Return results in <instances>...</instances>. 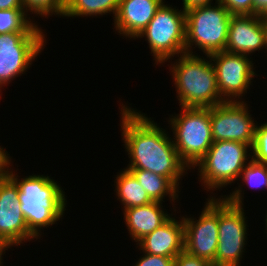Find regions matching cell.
<instances>
[{
  "label": "cell",
  "instance_id": "6da1fadb",
  "mask_svg": "<svg viewBox=\"0 0 267 266\" xmlns=\"http://www.w3.org/2000/svg\"><path fill=\"white\" fill-rule=\"evenodd\" d=\"M120 111L121 136L130 158L125 169H143L165 176L179 189V181L189 168L180 159L173 139L145 113L127 105Z\"/></svg>",
  "mask_w": 267,
  "mask_h": 266
},
{
  "label": "cell",
  "instance_id": "7a4b0ae2",
  "mask_svg": "<svg viewBox=\"0 0 267 266\" xmlns=\"http://www.w3.org/2000/svg\"><path fill=\"white\" fill-rule=\"evenodd\" d=\"M12 172L10 178L16 183L19 192L21 210L28 229L37 237L41 229L51 227L61 220L66 210L65 192L53 178L44 175H29L18 179Z\"/></svg>",
  "mask_w": 267,
  "mask_h": 266
},
{
  "label": "cell",
  "instance_id": "3957f363",
  "mask_svg": "<svg viewBox=\"0 0 267 266\" xmlns=\"http://www.w3.org/2000/svg\"><path fill=\"white\" fill-rule=\"evenodd\" d=\"M169 68L180 107L211 108L225 102L217 89L211 60L183 53Z\"/></svg>",
  "mask_w": 267,
  "mask_h": 266
},
{
  "label": "cell",
  "instance_id": "277c9868",
  "mask_svg": "<svg viewBox=\"0 0 267 266\" xmlns=\"http://www.w3.org/2000/svg\"><path fill=\"white\" fill-rule=\"evenodd\" d=\"M241 186L219 198V238L213 266H240L244 257L248 225Z\"/></svg>",
  "mask_w": 267,
  "mask_h": 266
},
{
  "label": "cell",
  "instance_id": "5b68a950",
  "mask_svg": "<svg viewBox=\"0 0 267 266\" xmlns=\"http://www.w3.org/2000/svg\"><path fill=\"white\" fill-rule=\"evenodd\" d=\"M215 3L185 11V53L193 54L194 45L205 56L225 51L232 14L219 1Z\"/></svg>",
  "mask_w": 267,
  "mask_h": 266
},
{
  "label": "cell",
  "instance_id": "8992f818",
  "mask_svg": "<svg viewBox=\"0 0 267 266\" xmlns=\"http://www.w3.org/2000/svg\"><path fill=\"white\" fill-rule=\"evenodd\" d=\"M168 124L174 134L173 144L180 159L189 169L207 153L213 144L210 108L181 107Z\"/></svg>",
  "mask_w": 267,
  "mask_h": 266
},
{
  "label": "cell",
  "instance_id": "52a82bcc",
  "mask_svg": "<svg viewBox=\"0 0 267 266\" xmlns=\"http://www.w3.org/2000/svg\"><path fill=\"white\" fill-rule=\"evenodd\" d=\"M251 147L236 141L213 142L207 153L196 163L198 179L207 191L226 187L240 179L243 168L248 164ZM249 158V159H248ZM239 178V179H238ZM218 188V189H217Z\"/></svg>",
  "mask_w": 267,
  "mask_h": 266
},
{
  "label": "cell",
  "instance_id": "ba28073f",
  "mask_svg": "<svg viewBox=\"0 0 267 266\" xmlns=\"http://www.w3.org/2000/svg\"><path fill=\"white\" fill-rule=\"evenodd\" d=\"M176 8L163 2L137 37H145L157 65L185 53L186 16L184 10Z\"/></svg>",
  "mask_w": 267,
  "mask_h": 266
},
{
  "label": "cell",
  "instance_id": "9c48e42d",
  "mask_svg": "<svg viewBox=\"0 0 267 266\" xmlns=\"http://www.w3.org/2000/svg\"><path fill=\"white\" fill-rule=\"evenodd\" d=\"M43 32L0 34V90L24 74L46 43Z\"/></svg>",
  "mask_w": 267,
  "mask_h": 266
},
{
  "label": "cell",
  "instance_id": "30bf717a",
  "mask_svg": "<svg viewBox=\"0 0 267 266\" xmlns=\"http://www.w3.org/2000/svg\"><path fill=\"white\" fill-rule=\"evenodd\" d=\"M206 58L213 61L217 89L222 99L232 102L242 101L241 97L247 93V89H250L249 87L253 82L251 80L257 76L250 56L248 58L244 54L221 51L206 56Z\"/></svg>",
  "mask_w": 267,
  "mask_h": 266
},
{
  "label": "cell",
  "instance_id": "8fae6325",
  "mask_svg": "<svg viewBox=\"0 0 267 266\" xmlns=\"http://www.w3.org/2000/svg\"><path fill=\"white\" fill-rule=\"evenodd\" d=\"M207 200L198 220L182 217L184 250L213 263L219 238V198L210 196Z\"/></svg>",
  "mask_w": 267,
  "mask_h": 266
},
{
  "label": "cell",
  "instance_id": "7c38bea8",
  "mask_svg": "<svg viewBox=\"0 0 267 266\" xmlns=\"http://www.w3.org/2000/svg\"><path fill=\"white\" fill-rule=\"evenodd\" d=\"M244 101H225L210 108L212 138L217 141L254 143L256 123Z\"/></svg>",
  "mask_w": 267,
  "mask_h": 266
},
{
  "label": "cell",
  "instance_id": "4fadbf2b",
  "mask_svg": "<svg viewBox=\"0 0 267 266\" xmlns=\"http://www.w3.org/2000/svg\"><path fill=\"white\" fill-rule=\"evenodd\" d=\"M19 192L18 186L10 177L0 180V238L9 247L21 246L26 241L38 239L28 229L19 202Z\"/></svg>",
  "mask_w": 267,
  "mask_h": 266
},
{
  "label": "cell",
  "instance_id": "5bb4252c",
  "mask_svg": "<svg viewBox=\"0 0 267 266\" xmlns=\"http://www.w3.org/2000/svg\"><path fill=\"white\" fill-rule=\"evenodd\" d=\"M266 49L262 15H232L225 51L249 56Z\"/></svg>",
  "mask_w": 267,
  "mask_h": 266
},
{
  "label": "cell",
  "instance_id": "9a60e30c",
  "mask_svg": "<svg viewBox=\"0 0 267 266\" xmlns=\"http://www.w3.org/2000/svg\"><path fill=\"white\" fill-rule=\"evenodd\" d=\"M164 0H120L114 18L119 35L136 39L146 28Z\"/></svg>",
  "mask_w": 267,
  "mask_h": 266
},
{
  "label": "cell",
  "instance_id": "2e32d148",
  "mask_svg": "<svg viewBox=\"0 0 267 266\" xmlns=\"http://www.w3.org/2000/svg\"><path fill=\"white\" fill-rule=\"evenodd\" d=\"M184 224L183 219L178 221L170 216L152 233L145 235L136 244L139 250L157 256L175 258L184 251Z\"/></svg>",
  "mask_w": 267,
  "mask_h": 266
},
{
  "label": "cell",
  "instance_id": "e0dca14e",
  "mask_svg": "<svg viewBox=\"0 0 267 266\" xmlns=\"http://www.w3.org/2000/svg\"><path fill=\"white\" fill-rule=\"evenodd\" d=\"M162 202L153 201L144 206L131 207L124 210L125 224L130 237L135 242L145 235L152 233L162 225L171 215L164 211Z\"/></svg>",
  "mask_w": 267,
  "mask_h": 266
},
{
  "label": "cell",
  "instance_id": "ac0fdd59",
  "mask_svg": "<svg viewBox=\"0 0 267 266\" xmlns=\"http://www.w3.org/2000/svg\"><path fill=\"white\" fill-rule=\"evenodd\" d=\"M114 182L116 183L114 191L118 197L117 200L119 199L123 205V210L153 202L129 170L124 168L120 171Z\"/></svg>",
  "mask_w": 267,
  "mask_h": 266
},
{
  "label": "cell",
  "instance_id": "d6986e66",
  "mask_svg": "<svg viewBox=\"0 0 267 266\" xmlns=\"http://www.w3.org/2000/svg\"><path fill=\"white\" fill-rule=\"evenodd\" d=\"M127 170L135 176L153 201L165 202L163 199L168 194L169 199L173 202L179 197V189L167 177L143 169Z\"/></svg>",
  "mask_w": 267,
  "mask_h": 266
},
{
  "label": "cell",
  "instance_id": "ffe728a7",
  "mask_svg": "<svg viewBox=\"0 0 267 266\" xmlns=\"http://www.w3.org/2000/svg\"><path fill=\"white\" fill-rule=\"evenodd\" d=\"M120 0H65L64 17H87L113 14L115 18Z\"/></svg>",
  "mask_w": 267,
  "mask_h": 266
},
{
  "label": "cell",
  "instance_id": "44dd1931",
  "mask_svg": "<svg viewBox=\"0 0 267 266\" xmlns=\"http://www.w3.org/2000/svg\"><path fill=\"white\" fill-rule=\"evenodd\" d=\"M27 16L24 9L0 10V34L11 32H42V29Z\"/></svg>",
  "mask_w": 267,
  "mask_h": 266
},
{
  "label": "cell",
  "instance_id": "7402d4cb",
  "mask_svg": "<svg viewBox=\"0 0 267 266\" xmlns=\"http://www.w3.org/2000/svg\"><path fill=\"white\" fill-rule=\"evenodd\" d=\"M22 4L26 14L30 11L45 18L53 14L63 17L65 11V0H22Z\"/></svg>",
  "mask_w": 267,
  "mask_h": 266
},
{
  "label": "cell",
  "instance_id": "603a6c76",
  "mask_svg": "<svg viewBox=\"0 0 267 266\" xmlns=\"http://www.w3.org/2000/svg\"><path fill=\"white\" fill-rule=\"evenodd\" d=\"M240 177L245 185L251 189L264 187L267 190V165L265 163L257 162L251 158L243 168Z\"/></svg>",
  "mask_w": 267,
  "mask_h": 266
},
{
  "label": "cell",
  "instance_id": "cb8c5ba5",
  "mask_svg": "<svg viewBox=\"0 0 267 266\" xmlns=\"http://www.w3.org/2000/svg\"><path fill=\"white\" fill-rule=\"evenodd\" d=\"M251 156L253 160L267 165V122L256 125L254 143L251 148Z\"/></svg>",
  "mask_w": 267,
  "mask_h": 266
},
{
  "label": "cell",
  "instance_id": "d4e9b609",
  "mask_svg": "<svg viewBox=\"0 0 267 266\" xmlns=\"http://www.w3.org/2000/svg\"><path fill=\"white\" fill-rule=\"evenodd\" d=\"M232 15H254V0H219Z\"/></svg>",
  "mask_w": 267,
  "mask_h": 266
},
{
  "label": "cell",
  "instance_id": "484cf974",
  "mask_svg": "<svg viewBox=\"0 0 267 266\" xmlns=\"http://www.w3.org/2000/svg\"><path fill=\"white\" fill-rule=\"evenodd\" d=\"M173 266H213V263L187 253L185 250L174 258Z\"/></svg>",
  "mask_w": 267,
  "mask_h": 266
},
{
  "label": "cell",
  "instance_id": "4316f807",
  "mask_svg": "<svg viewBox=\"0 0 267 266\" xmlns=\"http://www.w3.org/2000/svg\"><path fill=\"white\" fill-rule=\"evenodd\" d=\"M144 256L140 257L134 266H173L174 258L157 256L143 252Z\"/></svg>",
  "mask_w": 267,
  "mask_h": 266
},
{
  "label": "cell",
  "instance_id": "83f0119b",
  "mask_svg": "<svg viewBox=\"0 0 267 266\" xmlns=\"http://www.w3.org/2000/svg\"><path fill=\"white\" fill-rule=\"evenodd\" d=\"M11 164V158L6 150L0 146V180H4L10 177L12 172L9 166ZM10 170V171H9Z\"/></svg>",
  "mask_w": 267,
  "mask_h": 266
},
{
  "label": "cell",
  "instance_id": "f1b7e54d",
  "mask_svg": "<svg viewBox=\"0 0 267 266\" xmlns=\"http://www.w3.org/2000/svg\"><path fill=\"white\" fill-rule=\"evenodd\" d=\"M212 1L213 0H182L183 10L187 11L194 7L210 5L213 4ZM215 1L218 2L219 0Z\"/></svg>",
  "mask_w": 267,
  "mask_h": 266
},
{
  "label": "cell",
  "instance_id": "f546056e",
  "mask_svg": "<svg viewBox=\"0 0 267 266\" xmlns=\"http://www.w3.org/2000/svg\"><path fill=\"white\" fill-rule=\"evenodd\" d=\"M24 9L22 0H0V10Z\"/></svg>",
  "mask_w": 267,
  "mask_h": 266
},
{
  "label": "cell",
  "instance_id": "4dcf8cb0",
  "mask_svg": "<svg viewBox=\"0 0 267 266\" xmlns=\"http://www.w3.org/2000/svg\"><path fill=\"white\" fill-rule=\"evenodd\" d=\"M267 14V0H254V15Z\"/></svg>",
  "mask_w": 267,
  "mask_h": 266
},
{
  "label": "cell",
  "instance_id": "1f68e13d",
  "mask_svg": "<svg viewBox=\"0 0 267 266\" xmlns=\"http://www.w3.org/2000/svg\"><path fill=\"white\" fill-rule=\"evenodd\" d=\"M262 25L264 30L265 46L267 50V17L265 15H262Z\"/></svg>",
  "mask_w": 267,
  "mask_h": 266
},
{
  "label": "cell",
  "instance_id": "d6a6232c",
  "mask_svg": "<svg viewBox=\"0 0 267 266\" xmlns=\"http://www.w3.org/2000/svg\"><path fill=\"white\" fill-rule=\"evenodd\" d=\"M10 247L0 238V262H2V255H4L5 250H8ZM4 252V253H3Z\"/></svg>",
  "mask_w": 267,
  "mask_h": 266
},
{
  "label": "cell",
  "instance_id": "836d02e7",
  "mask_svg": "<svg viewBox=\"0 0 267 266\" xmlns=\"http://www.w3.org/2000/svg\"><path fill=\"white\" fill-rule=\"evenodd\" d=\"M266 218H265V221H266V223H265V225H266V229L265 230H267V212H266V216H265Z\"/></svg>",
  "mask_w": 267,
  "mask_h": 266
}]
</instances>
